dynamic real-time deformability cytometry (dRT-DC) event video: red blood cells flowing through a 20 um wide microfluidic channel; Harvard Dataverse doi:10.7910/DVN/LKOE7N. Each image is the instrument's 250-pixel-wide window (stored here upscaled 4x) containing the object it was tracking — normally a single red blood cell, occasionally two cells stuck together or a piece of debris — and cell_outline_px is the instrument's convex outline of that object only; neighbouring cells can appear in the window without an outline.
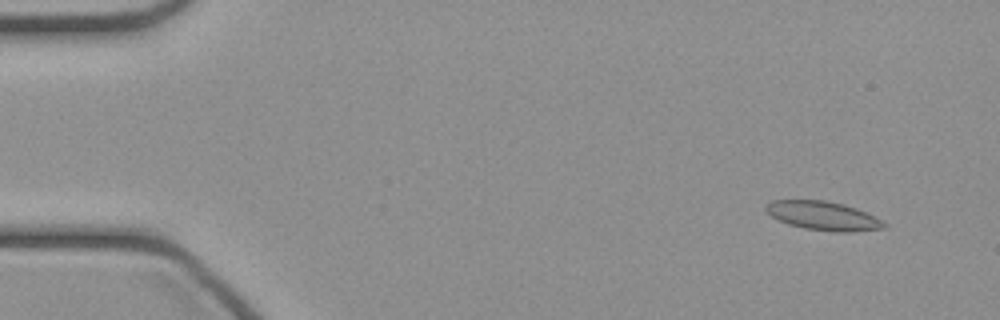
{"species": "common noctule bat (a hibernating species)", "species_latin": "Nyctalus noctula", "temperature_condition": "cold", "stored_images_in_passage": 47, "camera_frame_rate_fps": 3000, "um_per_image_px": 0.085, "animal": {"sex": "female", "body_mass_g": 21.9}, "frame": {"image": 1, "passage_image": 4, "time_ms": 1.0, "image_size_px": [1000, 320], "cell_outline_px": [[888, 224], [884, 228], [848, 232], [836, 232], [804, 228], [788, 224], [772, 216], [764, 208], [772, 200], [824, 200], [856, 208]], "centroid_in_image_um": [69.95, 18.35], "position_along_channel_um": 15.1, "area_um2": 19.42}}
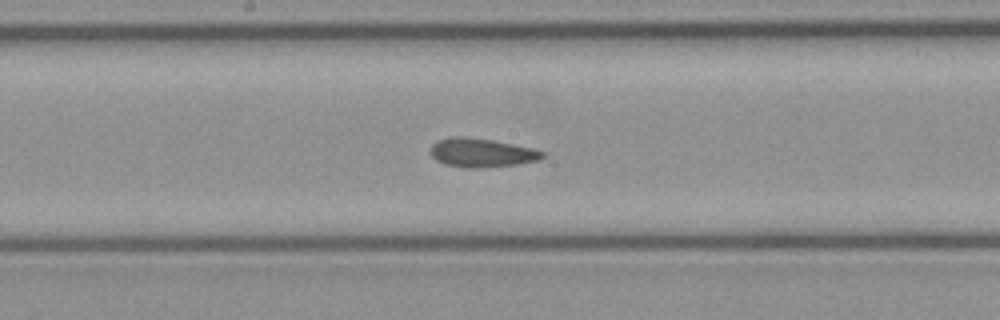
{"frame": {"image": 2, "passage_image": 25, "time_ms": 8.0, "image_size_px": [1000, 320], "cell_outline_px": [[544, 156], [540, 160], [516, 164], [476, 168], [464, 168], [444, 164], [436, 160], [428, 152], [428, 148], [436, 140], [452, 136], [464, 136], [492, 140], [536, 148], [544, 152]], "centroid_in_image_um": [40.89, 12.97], "position_along_channel_um": 207.3, "area_um2": 19.13}}
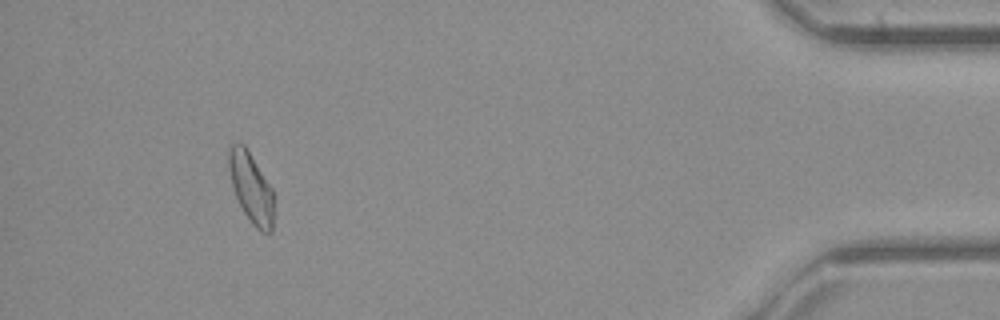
{"frame": {"image": 3, "passage_image": 44, "time_ms": 14.333, "image_size_px": [1000, 320], "cell_outline_px": [[272, 232], [260, 232], [252, 224], [244, 212], [236, 196], [232, 184], [228, 168], [228, 148], [232, 144], [240, 140], [244, 144], [272, 188]], "centroid_in_image_um": [21.31, 15.91], "position_along_channel_um": 413.9, "area_um2": 18.15}}